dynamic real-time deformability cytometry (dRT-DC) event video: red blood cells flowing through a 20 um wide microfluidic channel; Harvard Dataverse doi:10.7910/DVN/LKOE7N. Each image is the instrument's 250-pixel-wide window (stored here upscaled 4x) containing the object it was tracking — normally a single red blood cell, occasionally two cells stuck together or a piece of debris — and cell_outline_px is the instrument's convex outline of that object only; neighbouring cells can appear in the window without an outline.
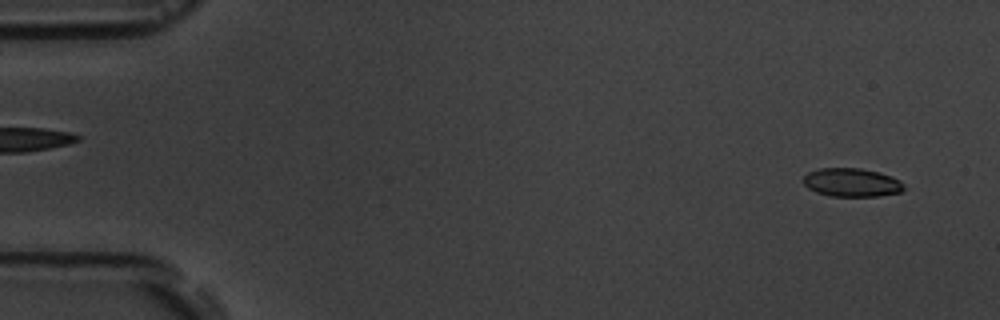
{"species": "common noctule bat (a hibernating species)", "species_latin": "Nyctalus noctula", "temperature_condition": "room temperature", "stored_images_in_passage": 8, "camera_frame_rate_fps": 3000, "um_per_image_px": 0.085, "animal": {"sex": "male", "body_mass_g": 19.5, "forearm_length_mm": 54.6}, "frame": {"image": 1, "passage_image": 1, "time_ms": 0.0, "image_size_px": [1000, 320], "cell_outline_px": [[904, 188], [900, 192], [880, 196], [828, 196], [816, 192], [808, 188], [804, 184], [804, 176], [808, 172], [820, 168], [860, 168], [880, 172], [892, 176], [900, 180], [904, 184]], "centroid_in_image_um": [72.41, 15.51], "position_along_channel_um": 12.6, "area_um2": 16.82}}
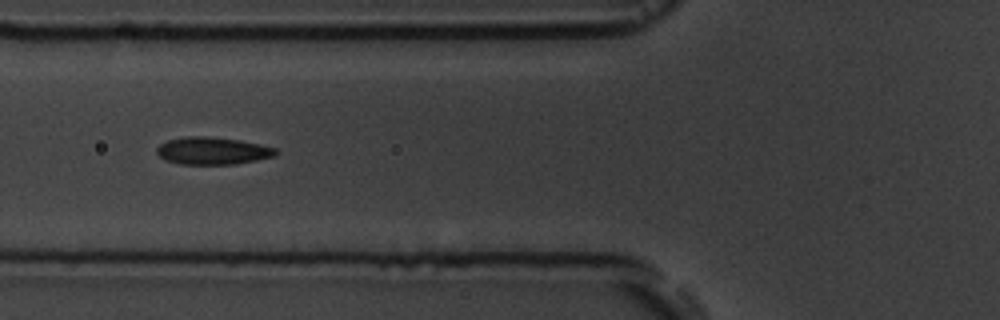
{"frame": {"image": 2, "passage_image": 6, "time_ms": 6.0, "image_size_px": [1000, 320], "cell_outline_px": [[280, 152], [276, 156], [236, 164], [180, 164], [164, 160], [156, 152], [156, 148], [160, 144], [168, 140], [188, 136], [204, 136], [240, 140], [260, 144], [276, 148]], "centroid_in_image_um": [18.09, 12.82], "position_along_channel_um": 107.7, "area_um2": 19.07}}
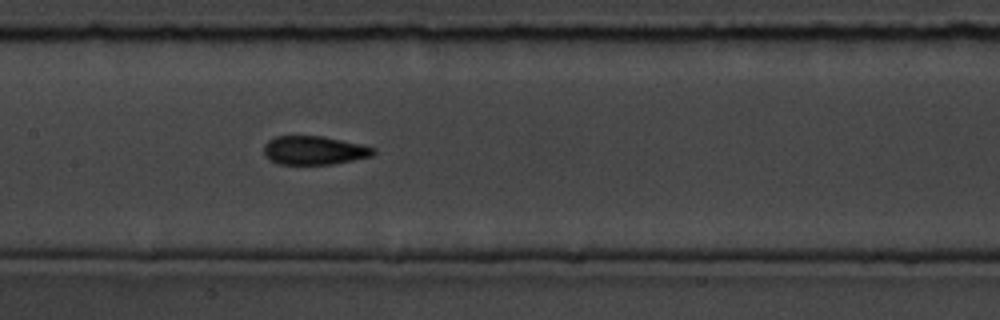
{"frame": {"image": 3, "passage_image": 8, "time_ms": 8.0, "image_size_px": [1000, 320], "cell_outline_px": [[376, 152], [372, 156], [332, 164], [280, 164], [264, 156], [264, 144], [268, 140], [276, 136], [324, 136], [360, 144], [376, 148]], "centroid_in_image_um": [26.7, 12.77], "position_along_channel_um": 180.7, "area_um2": 18.26}}